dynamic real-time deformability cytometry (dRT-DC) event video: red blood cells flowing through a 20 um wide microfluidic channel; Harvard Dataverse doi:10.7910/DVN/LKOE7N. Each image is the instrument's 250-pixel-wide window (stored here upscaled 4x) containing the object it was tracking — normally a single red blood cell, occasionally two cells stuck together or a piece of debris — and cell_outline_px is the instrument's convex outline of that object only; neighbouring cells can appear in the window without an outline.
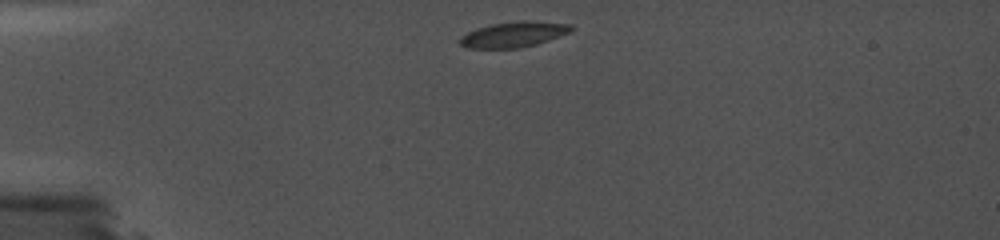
{"species": "common noctule bat (a hibernating species)", "species_latin": "Nyctalus noctula", "temperature_condition": "cold", "stored_images_in_passage": 44, "camera_frame_rate_fps": 5000, "um_per_image_px": 0.085, "animal": {"sex": "female", "body_mass_g": 19.0, "forearm_length_mm": 56.7}, "frame": {"image": 1, "passage_image": 1, "time_ms": 0.0, "image_size_px": [1000, 240], "cell_outline_px": [[576, 28], [572, 32], [536, 44], [520, 48], [468, 48], [460, 44], [460, 36], [476, 28], [492, 24], [524, 20], [528, 20], [572, 24]], "centroid_in_image_um": [43.72, 2.92], "position_along_channel_um": 41.3, "area_um2": 16.65}}
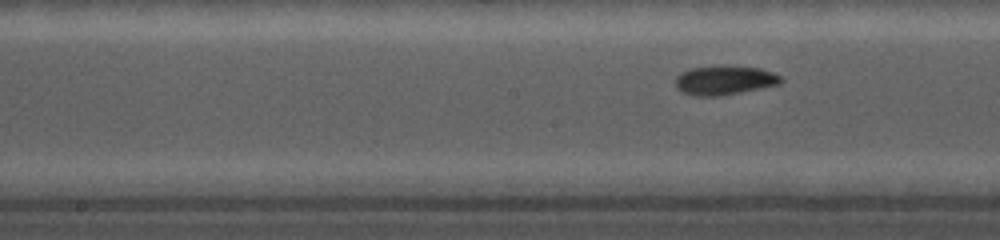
{"frame": {"image": 2, "passage_image": 26, "time_ms": 5.0, "image_size_px": [1000, 240], "cell_outline_px": [[784, 80], [780, 84], [720, 96], [692, 96], [680, 92], [676, 88], [676, 76], [680, 72], [692, 68], [720, 64], [728, 64], [760, 68], [772, 72], [780, 76]], "centroid_in_image_um": [61.55, 6.8], "position_along_channel_um": 186.6, "area_um2": 18.44}}
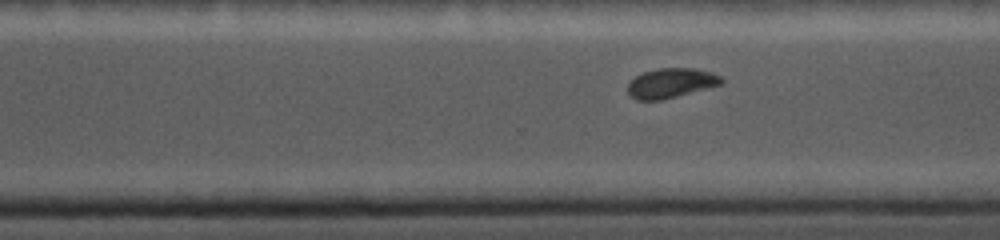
{"frame": {"image": 3, "passage_image": 43, "time_ms": 8.4, "image_size_px": [1000, 240], "cell_outline_px": [[724, 80], [720, 84], [676, 96], [660, 100], [636, 100], [628, 96], [628, 84], [636, 76], [644, 72], [656, 68], [692, 68], [712, 72], [720, 76]], "centroid_in_image_um": [56.99, 7.05], "position_along_channel_um": 313.6, "area_um2": 16.01}}